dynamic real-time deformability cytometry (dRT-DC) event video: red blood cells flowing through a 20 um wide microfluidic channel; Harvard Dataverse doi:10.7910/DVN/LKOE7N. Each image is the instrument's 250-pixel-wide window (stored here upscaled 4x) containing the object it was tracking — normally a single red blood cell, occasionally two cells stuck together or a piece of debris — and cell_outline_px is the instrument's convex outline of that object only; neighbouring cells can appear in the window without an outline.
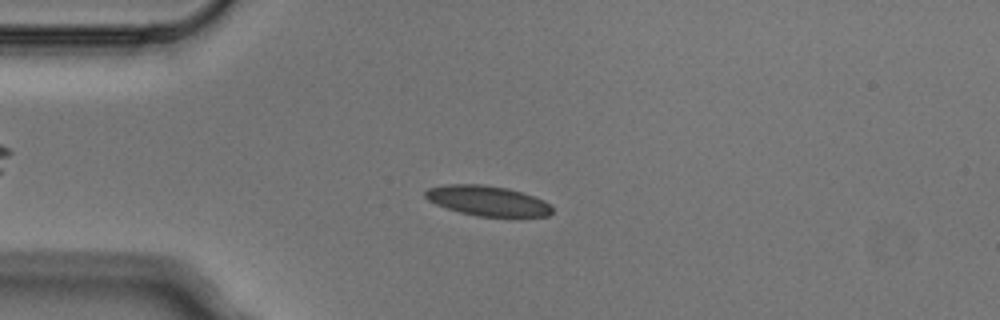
{"species": "Egyptian fruit bat (a non-hibernating species)", "species_latin": "Rousettus aegyptiacus", "temperature_condition": "cold", "stored_images_in_passage": 5, "camera_frame_rate_fps": 3000, "um_per_image_px": 0.085, "animal": {"sex": "male"}, "frame": {"image": 1, "passage_image": 3, "time_ms": 0.667, "image_size_px": [1000, 320], "cell_outline_px": [[552, 212], [548, 216], [476, 216], [460, 212], [436, 204], [428, 200], [424, 196], [424, 192], [428, 188], [448, 184], [480, 184], [508, 188], [544, 200], [552, 208]], "centroid_in_image_um": [41.41, 17.06], "position_along_channel_um": 43.6, "area_um2": 21.96}}
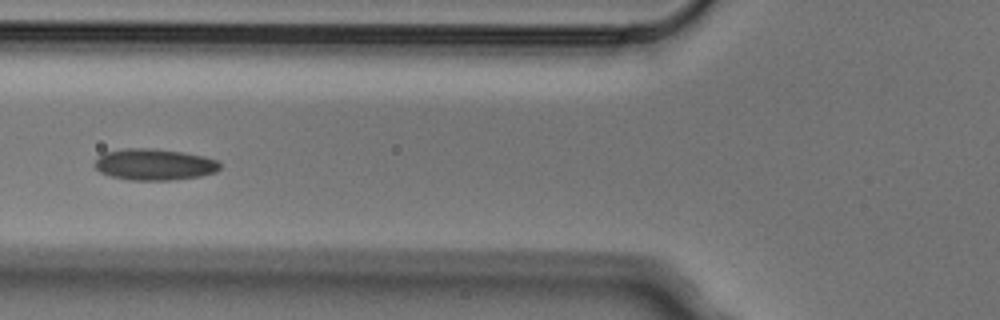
{"frame": {"image": 2, "passage_image": 5, "time_ms": 1.333, "image_size_px": [1000, 320], "cell_outline_px": [[220, 168], [216, 172], [200, 176], [172, 180], [128, 180], [112, 176], [100, 172], [96, 168], [96, 160], [104, 152], [124, 148], [152, 148], [184, 152], [204, 156], [216, 160], [220, 164]], "centroid_in_image_um": [13.13, 13.97], "position_along_channel_um": 112.7, "area_um2": 22.89}}